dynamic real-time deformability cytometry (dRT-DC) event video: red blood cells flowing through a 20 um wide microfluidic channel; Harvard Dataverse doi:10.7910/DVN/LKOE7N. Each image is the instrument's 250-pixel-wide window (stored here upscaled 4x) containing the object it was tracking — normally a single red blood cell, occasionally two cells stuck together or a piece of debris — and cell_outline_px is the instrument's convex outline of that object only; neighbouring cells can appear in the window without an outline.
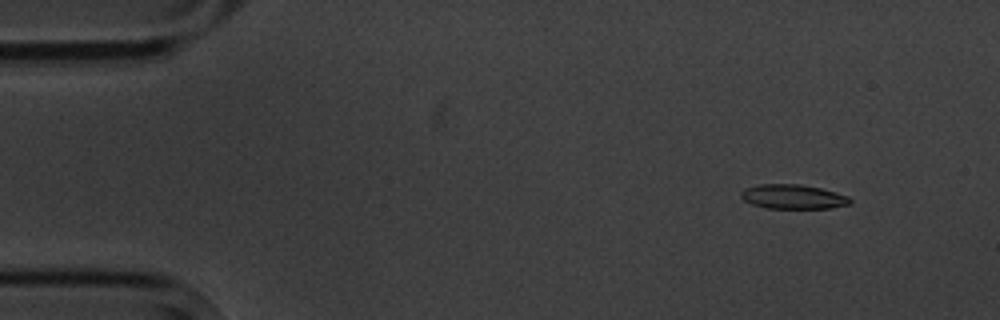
{"species": "common noctule bat (a hibernating species)", "species_latin": "Nyctalus noctula", "temperature_condition": "cold", "stored_images_in_passage": 4, "camera_frame_rate_fps": 3000, "um_per_image_px": 0.085, "animal": {"sex": "male", "body_mass_g": 20.1, "forearm_length_mm": 53.5}, "frame": {"image": 1, "passage_image": 2, "time_ms": 1.0, "image_size_px": [1000, 320], "cell_outline_px": [[852, 200], [848, 204], [832, 208], [764, 208], [752, 204], [744, 200], [740, 196], [740, 192], [744, 188], [760, 184], [800, 184], [820, 188], [848, 196]], "centroid_in_image_um": [67.37, 16.72], "position_along_channel_um": 17.6, "area_um2": 15.49}}
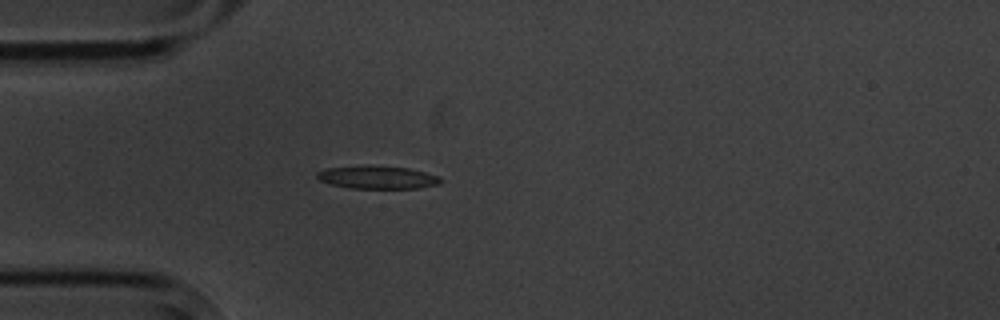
{"frame": {"image": 2, "passage_image": 4, "time_ms": 4.333, "image_size_px": [1000, 320], "cell_outline_px": [[440, 184], [420, 188], [352, 188], [332, 184], [320, 180], [316, 176], [316, 172], [328, 168], [408, 168], [440, 176]], "centroid_in_image_um": [32.15, 15.12], "position_along_channel_um": 52.9, "area_um2": 15.43}}